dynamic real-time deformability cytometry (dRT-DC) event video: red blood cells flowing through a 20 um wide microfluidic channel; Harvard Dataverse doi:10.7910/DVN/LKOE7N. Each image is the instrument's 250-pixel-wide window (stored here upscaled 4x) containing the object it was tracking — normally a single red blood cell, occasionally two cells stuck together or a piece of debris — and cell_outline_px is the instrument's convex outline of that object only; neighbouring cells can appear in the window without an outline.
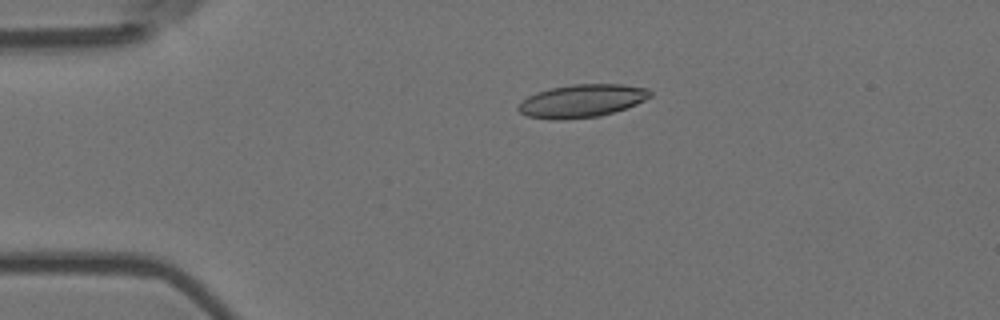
{"species": "Egyptian fruit bat (a non-hibernating species)", "species_latin": "Rousettus aegyptiacus", "temperature_condition": "room temperature", "stored_images_in_passage": 5, "camera_frame_rate_fps": 3000, "um_per_image_px": 0.085, "animal": {"sex": "female"}, "frame": {"image": 1, "passage_image": 4, "time_ms": 1.0, "image_size_px": [1000, 320], "cell_outline_px": [[652, 96], [636, 104], [600, 116], [564, 120], [552, 120], [528, 116], [520, 112], [516, 108], [516, 104], [520, 100], [536, 92], [552, 88], [572, 84], [624, 84], [648, 88], [652, 92]], "centroid_in_image_um": [49.42, 8.57], "position_along_channel_um": 35.6, "area_um2": 25.55}}